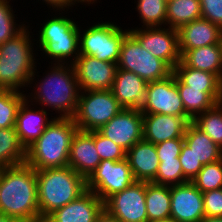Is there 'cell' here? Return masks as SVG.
Wrapping results in <instances>:
<instances>
[{
  "instance_id": "cell-1",
  "label": "cell",
  "mask_w": 222,
  "mask_h": 222,
  "mask_svg": "<svg viewBox=\"0 0 222 222\" xmlns=\"http://www.w3.org/2000/svg\"><path fill=\"white\" fill-rule=\"evenodd\" d=\"M37 66L30 78V90L26 93V98L31 103L52 112L56 118H72L77 110L80 94L73 65L49 64L47 70L42 73V78H39L41 76L37 70L40 68Z\"/></svg>"
},
{
  "instance_id": "cell-2",
  "label": "cell",
  "mask_w": 222,
  "mask_h": 222,
  "mask_svg": "<svg viewBox=\"0 0 222 222\" xmlns=\"http://www.w3.org/2000/svg\"><path fill=\"white\" fill-rule=\"evenodd\" d=\"M0 213L23 222H40L36 171L30 165L1 168Z\"/></svg>"
},
{
  "instance_id": "cell-3",
  "label": "cell",
  "mask_w": 222,
  "mask_h": 222,
  "mask_svg": "<svg viewBox=\"0 0 222 222\" xmlns=\"http://www.w3.org/2000/svg\"><path fill=\"white\" fill-rule=\"evenodd\" d=\"M48 14L49 18L45 16L41 24L36 23L39 25V30L36 31L38 33L34 34L36 50L41 51L38 60L43 57L49 64H72L80 56V24L68 10H49Z\"/></svg>"
},
{
  "instance_id": "cell-4",
  "label": "cell",
  "mask_w": 222,
  "mask_h": 222,
  "mask_svg": "<svg viewBox=\"0 0 222 222\" xmlns=\"http://www.w3.org/2000/svg\"><path fill=\"white\" fill-rule=\"evenodd\" d=\"M32 28L28 23L15 37L0 45V89L27 93L36 65L42 67L37 58L40 56L34 37L36 29L32 32Z\"/></svg>"
},
{
  "instance_id": "cell-5",
  "label": "cell",
  "mask_w": 222,
  "mask_h": 222,
  "mask_svg": "<svg viewBox=\"0 0 222 222\" xmlns=\"http://www.w3.org/2000/svg\"><path fill=\"white\" fill-rule=\"evenodd\" d=\"M78 127L73 118H56L26 148L25 163L35 170L68 166L72 139Z\"/></svg>"
},
{
  "instance_id": "cell-6",
  "label": "cell",
  "mask_w": 222,
  "mask_h": 222,
  "mask_svg": "<svg viewBox=\"0 0 222 222\" xmlns=\"http://www.w3.org/2000/svg\"><path fill=\"white\" fill-rule=\"evenodd\" d=\"M40 222L87 191V181L70 166L35 170Z\"/></svg>"
},
{
  "instance_id": "cell-7",
  "label": "cell",
  "mask_w": 222,
  "mask_h": 222,
  "mask_svg": "<svg viewBox=\"0 0 222 222\" xmlns=\"http://www.w3.org/2000/svg\"><path fill=\"white\" fill-rule=\"evenodd\" d=\"M87 22L88 26L79 29L80 55H88L98 60L117 63L120 47L124 37L129 32V27L123 28L115 20ZM111 21V22H110ZM91 23V25L89 24ZM83 30V31H82Z\"/></svg>"
},
{
  "instance_id": "cell-8",
  "label": "cell",
  "mask_w": 222,
  "mask_h": 222,
  "mask_svg": "<svg viewBox=\"0 0 222 222\" xmlns=\"http://www.w3.org/2000/svg\"><path fill=\"white\" fill-rule=\"evenodd\" d=\"M122 109L111 90L80 91L77 110L72 118L78 130L94 131Z\"/></svg>"
},
{
  "instance_id": "cell-9",
  "label": "cell",
  "mask_w": 222,
  "mask_h": 222,
  "mask_svg": "<svg viewBox=\"0 0 222 222\" xmlns=\"http://www.w3.org/2000/svg\"><path fill=\"white\" fill-rule=\"evenodd\" d=\"M117 69L133 72L147 83L173 74V69L165 61L147 52L130 32L122 41Z\"/></svg>"
},
{
  "instance_id": "cell-10",
  "label": "cell",
  "mask_w": 222,
  "mask_h": 222,
  "mask_svg": "<svg viewBox=\"0 0 222 222\" xmlns=\"http://www.w3.org/2000/svg\"><path fill=\"white\" fill-rule=\"evenodd\" d=\"M143 114H162L184 117L189 123L193 120L186 114L176 85V76L149 82L145 100L140 108Z\"/></svg>"
},
{
  "instance_id": "cell-11",
  "label": "cell",
  "mask_w": 222,
  "mask_h": 222,
  "mask_svg": "<svg viewBox=\"0 0 222 222\" xmlns=\"http://www.w3.org/2000/svg\"><path fill=\"white\" fill-rule=\"evenodd\" d=\"M87 190L94 192L103 202L135 182L128 160H102L86 180Z\"/></svg>"
},
{
  "instance_id": "cell-12",
  "label": "cell",
  "mask_w": 222,
  "mask_h": 222,
  "mask_svg": "<svg viewBox=\"0 0 222 222\" xmlns=\"http://www.w3.org/2000/svg\"><path fill=\"white\" fill-rule=\"evenodd\" d=\"M129 32L147 52L165 61L172 69L181 61L177 29L167 26L129 27Z\"/></svg>"
},
{
  "instance_id": "cell-13",
  "label": "cell",
  "mask_w": 222,
  "mask_h": 222,
  "mask_svg": "<svg viewBox=\"0 0 222 222\" xmlns=\"http://www.w3.org/2000/svg\"><path fill=\"white\" fill-rule=\"evenodd\" d=\"M146 182L135 181L104 202V209L119 222H147Z\"/></svg>"
},
{
  "instance_id": "cell-14",
  "label": "cell",
  "mask_w": 222,
  "mask_h": 222,
  "mask_svg": "<svg viewBox=\"0 0 222 222\" xmlns=\"http://www.w3.org/2000/svg\"><path fill=\"white\" fill-rule=\"evenodd\" d=\"M72 65L80 91L111 90L117 63L80 55Z\"/></svg>"
},
{
  "instance_id": "cell-15",
  "label": "cell",
  "mask_w": 222,
  "mask_h": 222,
  "mask_svg": "<svg viewBox=\"0 0 222 222\" xmlns=\"http://www.w3.org/2000/svg\"><path fill=\"white\" fill-rule=\"evenodd\" d=\"M98 131L127 152L143 139V113L140 109L123 108Z\"/></svg>"
},
{
  "instance_id": "cell-16",
  "label": "cell",
  "mask_w": 222,
  "mask_h": 222,
  "mask_svg": "<svg viewBox=\"0 0 222 222\" xmlns=\"http://www.w3.org/2000/svg\"><path fill=\"white\" fill-rule=\"evenodd\" d=\"M171 218L177 222H201L205 218L203 194L191 181L170 186Z\"/></svg>"
},
{
  "instance_id": "cell-17",
  "label": "cell",
  "mask_w": 222,
  "mask_h": 222,
  "mask_svg": "<svg viewBox=\"0 0 222 222\" xmlns=\"http://www.w3.org/2000/svg\"><path fill=\"white\" fill-rule=\"evenodd\" d=\"M53 118L44 108L31 103L27 98L23 100L17 112L15 129L25 149L39 138Z\"/></svg>"
},
{
  "instance_id": "cell-18",
  "label": "cell",
  "mask_w": 222,
  "mask_h": 222,
  "mask_svg": "<svg viewBox=\"0 0 222 222\" xmlns=\"http://www.w3.org/2000/svg\"><path fill=\"white\" fill-rule=\"evenodd\" d=\"M100 162L95 146V130H77L71 142L68 166L87 180Z\"/></svg>"
},
{
  "instance_id": "cell-19",
  "label": "cell",
  "mask_w": 222,
  "mask_h": 222,
  "mask_svg": "<svg viewBox=\"0 0 222 222\" xmlns=\"http://www.w3.org/2000/svg\"><path fill=\"white\" fill-rule=\"evenodd\" d=\"M104 209V202L87 190L79 198L55 210L43 222H95Z\"/></svg>"
},
{
  "instance_id": "cell-20",
  "label": "cell",
  "mask_w": 222,
  "mask_h": 222,
  "mask_svg": "<svg viewBox=\"0 0 222 222\" xmlns=\"http://www.w3.org/2000/svg\"><path fill=\"white\" fill-rule=\"evenodd\" d=\"M188 124L184 117L143 114V139L158 144L174 138H184Z\"/></svg>"
},
{
  "instance_id": "cell-21",
  "label": "cell",
  "mask_w": 222,
  "mask_h": 222,
  "mask_svg": "<svg viewBox=\"0 0 222 222\" xmlns=\"http://www.w3.org/2000/svg\"><path fill=\"white\" fill-rule=\"evenodd\" d=\"M177 31L180 55L187 50L222 42V29L203 18L182 25Z\"/></svg>"
},
{
  "instance_id": "cell-22",
  "label": "cell",
  "mask_w": 222,
  "mask_h": 222,
  "mask_svg": "<svg viewBox=\"0 0 222 222\" xmlns=\"http://www.w3.org/2000/svg\"><path fill=\"white\" fill-rule=\"evenodd\" d=\"M147 82L133 72L117 69L111 91L123 108L140 109Z\"/></svg>"
},
{
  "instance_id": "cell-23",
  "label": "cell",
  "mask_w": 222,
  "mask_h": 222,
  "mask_svg": "<svg viewBox=\"0 0 222 222\" xmlns=\"http://www.w3.org/2000/svg\"><path fill=\"white\" fill-rule=\"evenodd\" d=\"M126 159L135 181L152 182L156 178L160 161L155 144L138 141L126 152Z\"/></svg>"
},
{
  "instance_id": "cell-24",
  "label": "cell",
  "mask_w": 222,
  "mask_h": 222,
  "mask_svg": "<svg viewBox=\"0 0 222 222\" xmlns=\"http://www.w3.org/2000/svg\"><path fill=\"white\" fill-rule=\"evenodd\" d=\"M181 61L190 68L216 74L222 80V42L187 50Z\"/></svg>"
},
{
  "instance_id": "cell-25",
  "label": "cell",
  "mask_w": 222,
  "mask_h": 222,
  "mask_svg": "<svg viewBox=\"0 0 222 222\" xmlns=\"http://www.w3.org/2000/svg\"><path fill=\"white\" fill-rule=\"evenodd\" d=\"M184 143L203 166L222 159V148L193 122H190L186 128Z\"/></svg>"
},
{
  "instance_id": "cell-26",
  "label": "cell",
  "mask_w": 222,
  "mask_h": 222,
  "mask_svg": "<svg viewBox=\"0 0 222 222\" xmlns=\"http://www.w3.org/2000/svg\"><path fill=\"white\" fill-rule=\"evenodd\" d=\"M176 85L186 114L194 120L206 110L222 102V92H204L202 89L190 88L176 77Z\"/></svg>"
},
{
  "instance_id": "cell-27",
  "label": "cell",
  "mask_w": 222,
  "mask_h": 222,
  "mask_svg": "<svg viewBox=\"0 0 222 222\" xmlns=\"http://www.w3.org/2000/svg\"><path fill=\"white\" fill-rule=\"evenodd\" d=\"M147 222L171 218L170 186L146 182Z\"/></svg>"
},
{
  "instance_id": "cell-28",
  "label": "cell",
  "mask_w": 222,
  "mask_h": 222,
  "mask_svg": "<svg viewBox=\"0 0 222 222\" xmlns=\"http://www.w3.org/2000/svg\"><path fill=\"white\" fill-rule=\"evenodd\" d=\"M173 74L190 88L222 92V80L216 74L187 67L182 61L174 67Z\"/></svg>"
},
{
  "instance_id": "cell-29",
  "label": "cell",
  "mask_w": 222,
  "mask_h": 222,
  "mask_svg": "<svg viewBox=\"0 0 222 222\" xmlns=\"http://www.w3.org/2000/svg\"><path fill=\"white\" fill-rule=\"evenodd\" d=\"M200 18H202L200 0H167V27L178 30L182 25Z\"/></svg>"
},
{
  "instance_id": "cell-30",
  "label": "cell",
  "mask_w": 222,
  "mask_h": 222,
  "mask_svg": "<svg viewBox=\"0 0 222 222\" xmlns=\"http://www.w3.org/2000/svg\"><path fill=\"white\" fill-rule=\"evenodd\" d=\"M26 149L20 143L15 127L0 128V168L25 163Z\"/></svg>"
},
{
  "instance_id": "cell-31",
  "label": "cell",
  "mask_w": 222,
  "mask_h": 222,
  "mask_svg": "<svg viewBox=\"0 0 222 222\" xmlns=\"http://www.w3.org/2000/svg\"><path fill=\"white\" fill-rule=\"evenodd\" d=\"M136 3L135 13L137 12L136 19H139L141 23L139 26H133L131 28L154 27V26H166V7L167 0H134Z\"/></svg>"
},
{
  "instance_id": "cell-32",
  "label": "cell",
  "mask_w": 222,
  "mask_h": 222,
  "mask_svg": "<svg viewBox=\"0 0 222 222\" xmlns=\"http://www.w3.org/2000/svg\"><path fill=\"white\" fill-rule=\"evenodd\" d=\"M13 2L14 0H0V45L15 37L29 23L24 19L16 20L19 17L18 14H14L17 11L13 9Z\"/></svg>"
},
{
  "instance_id": "cell-33",
  "label": "cell",
  "mask_w": 222,
  "mask_h": 222,
  "mask_svg": "<svg viewBox=\"0 0 222 222\" xmlns=\"http://www.w3.org/2000/svg\"><path fill=\"white\" fill-rule=\"evenodd\" d=\"M192 122L222 148V102L198 115Z\"/></svg>"
},
{
  "instance_id": "cell-34",
  "label": "cell",
  "mask_w": 222,
  "mask_h": 222,
  "mask_svg": "<svg viewBox=\"0 0 222 222\" xmlns=\"http://www.w3.org/2000/svg\"><path fill=\"white\" fill-rule=\"evenodd\" d=\"M26 98V93L0 89V128L15 127L19 106Z\"/></svg>"
},
{
  "instance_id": "cell-35",
  "label": "cell",
  "mask_w": 222,
  "mask_h": 222,
  "mask_svg": "<svg viewBox=\"0 0 222 222\" xmlns=\"http://www.w3.org/2000/svg\"><path fill=\"white\" fill-rule=\"evenodd\" d=\"M194 186L204 193L209 190L222 188V159L206 164L191 181Z\"/></svg>"
},
{
  "instance_id": "cell-36",
  "label": "cell",
  "mask_w": 222,
  "mask_h": 222,
  "mask_svg": "<svg viewBox=\"0 0 222 222\" xmlns=\"http://www.w3.org/2000/svg\"><path fill=\"white\" fill-rule=\"evenodd\" d=\"M160 164L156 178L152 181L159 185H178L189 180L183 175V169L178 157L169 160H159Z\"/></svg>"
},
{
  "instance_id": "cell-37",
  "label": "cell",
  "mask_w": 222,
  "mask_h": 222,
  "mask_svg": "<svg viewBox=\"0 0 222 222\" xmlns=\"http://www.w3.org/2000/svg\"><path fill=\"white\" fill-rule=\"evenodd\" d=\"M95 146L101 161L106 159L121 161L126 158V151L112 140L103 136L98 130H95Z\"/></svg>"
},
{
  "instance_id": "cell-38",
  "label": "cell",
  "mask_w": 222,
  "mask_h": 222,
  "mask_svg": "<svg viewBox=\"0 0 222 222\" xmlns=\"http://www.w3.org/2000/svg\"><path fill=\"white\" fill-rule=\"evenodd\" d=\"M178 158L183 169V175L189 181H192L203 168L202 163L196 159V157L192 154L191 149L185 143L182 146V150Z\"/></svg>"
},
{
  "instance_id": "cell-39",
  "label": "cell",
  "mask_w": 222,
  "mask_h": 222,
  "mask_svg": "<svg viewBox=\"0 0 222 222\" xmlns=\"http://www.w3.org/2000/svg\"><path fill=\"white\" fill-rule=\"evenodd\" d=\"M203 194L205 217H222V188Z\"/></svg>"
},
{
  "instance_id": "cell-40",
  "label": "cell",
  "mask_w": 222,
  "mask_h": 222,
  "mask_svg": "<svg viewBox=\"0 0 222 222\" xmlns=\"http://www.w3.org/2000/svg\"><path fill=\"white\" fill-rule=\"evenodd\" d=\"M183 144L184 138H174L155 144L159 160H169L179 157Z\"/></svg>"
},
{
  "instance_id": "cell-41",
  "label": "cell",
  "mask_w": 222,
  "mask_h": 222,
  "mask_svg": "<svg viewBox=\"0 0 222 222\" xmlns=\"http://www.w3.org/2000/svg\"><path fill=\"white\" fill-rule=\"evenodd\" d=\"M201 16L222 29V0H200Z\"/></svg>"
},
{
  "instance_id": "cell-42",
  "label": "cell",
  "mask_w": 222,
  "mask_h": 222,
  "mask_svg": "<svg viewBox=\"0 0 222 222\" xmlns=\"http://www.w3.org/2000/svg\"><path fill=\"white\" fill-rule=\"evenodd\" d=\"M39 4L41 5H46L43 7H47L48 11L50 9L51 10H70L72 12V10L75 12V10L77 9V7H79V5L74 1V0H36ZM42 1V2H41ZM73 8V9H72Z\"/></svg>"
},
{
  "instance_id": "cell-43",
  "label": "cell",
  "mask_w": 222,
  "mask_h": 222,
  "mask_svg": "<svg viewBox=\"0 0 222 222\" xmlns=\"http://www.w3.org/2000/svg\"><path fill=\"white\" fill-rule=\"evenodd\" d=\"M95 222H119L115 217L110 215L105 209L96 217Z\"/></svg>"
},
{
  "instance_id": "cell-44",
  "label": "cell",
  "mask_w": 222,
  "mask_h": 222,
  "mask_svg": "<svg viewBox=\"0 0 222 222\" xmlns=\"http://www.w3.org/2000/svg\"><path fill=\"white\" fill-rule=\"evenodd\" d=\"M77 4H79V6L80 5H83V8H86V7H90V5L92 4H94V6L96 5V4H98V2L100 3V1L101 0H74ZM96 3V4H95ZM86 7H85V6Z\"/></svg>"
},
{
  "instance_id": "cell-45",
  "label": "cell",
  "mask_w": 222,
  "mask_h": 222,
  "mask_svg": "<svg viewBox=\"0 0 222 222\" xmlns=\"http://www.w3.org/2000/svg\"><path fill=\"white\" fill-rule=\"evenodd\" d=\"M0 222H23L20 219L0 213Z\"/></svg>"
},
{
  "instance_id": "cell-46",
  "label": "cell",
  "mask_w": 222,
  "mask_h": 222,
  "mask_svg": "<svg viewBox=\"0 0 222 222\" xmlns=\"http://www.w3.org/2000/svg\"><path fill=\"white\" fill-rule=\"evenodd\" d=\"M201 222H222V217H205Z\"/></svg>"
},
{
  "instance_id": "cell-47",
  "label": "cell",
  "mask_w": 222,
  "mask_h": 222,
  "mask_svg": "<svg viewBox=\"0 0 222 222\" xmlns=\"http://www.w3.org/2000/svg\"><path fill=\"white\" fill-rule=\"evenodd\" d=\"M152 222H177V221H175L173 218H168V219L157 220V221H152Z\"/></svg>"
}]
</instances>
